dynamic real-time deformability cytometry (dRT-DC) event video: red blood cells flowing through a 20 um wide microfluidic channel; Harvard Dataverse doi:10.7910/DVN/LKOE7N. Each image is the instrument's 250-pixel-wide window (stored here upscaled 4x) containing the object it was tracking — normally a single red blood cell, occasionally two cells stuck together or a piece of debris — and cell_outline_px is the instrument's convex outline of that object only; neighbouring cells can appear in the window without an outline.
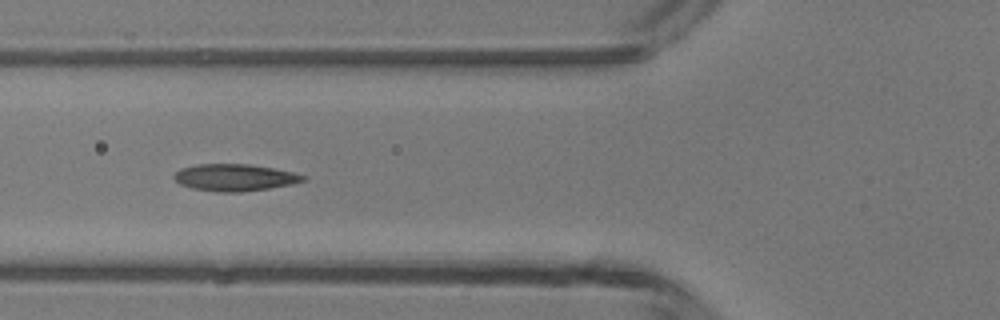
{"species": "common noctule bat (a hibernating species)", "species_latin": "Nyctalus noctula", "temperature_condition": "room temperature", "stored_images_in_passage": 4, "camera_frame_rate_fps": 3000, "um_per_image_px": 0.085, "animal": {"sex": "male", "body_mass_g": 13.3}, "frame": {"image": 1, "passage_image": 4, "time_ms": 3.333, "image_size_px": [1000, 320], "cell_outline_px": [[308, 180], [292, 184], [268, 188], [240, 192], [216, 192], [192, 188], [180, 184], [172, 176], [180, 168], [196, 164], [248, 164], [272, 168], [292, 172], [308, 176]], "centroid_in_image_um": [19.95, 15.09], "position_along_channel_um": 105.8, "area_um2": 20.29}}